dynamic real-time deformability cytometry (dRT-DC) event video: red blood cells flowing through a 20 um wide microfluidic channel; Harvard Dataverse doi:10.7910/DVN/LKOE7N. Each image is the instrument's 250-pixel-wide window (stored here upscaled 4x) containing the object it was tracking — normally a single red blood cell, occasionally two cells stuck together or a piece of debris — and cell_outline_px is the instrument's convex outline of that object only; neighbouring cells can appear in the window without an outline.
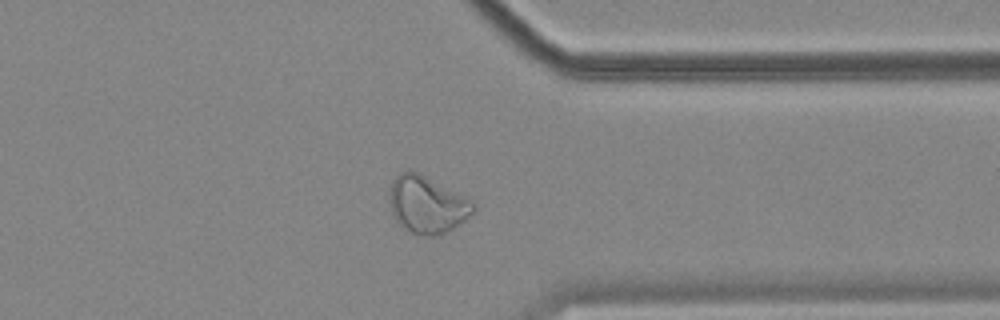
{"species": "common noctule bat (a hibernating species)", "species_latin": "Nyctalus noctula", "temperature_condition": "cold", "stored_images_in_passage": 42, "camera_frame_rate_fps": 3000, "um_per_image_px": 0.085, "animal": {"sex": "female", "body_mass_g": 18.4}, "frame": {"image": 1, "passage_image": 30, "time_ms": 9.667, "image_size_px": [1000, 320], "cell_outline_px": [[476, 208], [464, 220], [452, 228], [444, 232], [432, 236], [420, 236], [400, 228], [392, 216], [388, 204], [388, 192], [392, 180], [400, 172], [420, 172], [472, 200], [476, 204]], "centroid_in_image_um": [36.23, 17.39], "position_along_channel_um": 375.2, "area_um2": 28.32}, "authors_computed_cell_mechanics": {"area_um2": 26.0678, "velocity_mm_per_s": 3.5525, "shape_relaxation_time_tau1_ms": null, "shape_relaxation_time_tau2_ms": 2.9349, "deformation_change_tau1": null, "deformation_change_tau2": 0.0978}}